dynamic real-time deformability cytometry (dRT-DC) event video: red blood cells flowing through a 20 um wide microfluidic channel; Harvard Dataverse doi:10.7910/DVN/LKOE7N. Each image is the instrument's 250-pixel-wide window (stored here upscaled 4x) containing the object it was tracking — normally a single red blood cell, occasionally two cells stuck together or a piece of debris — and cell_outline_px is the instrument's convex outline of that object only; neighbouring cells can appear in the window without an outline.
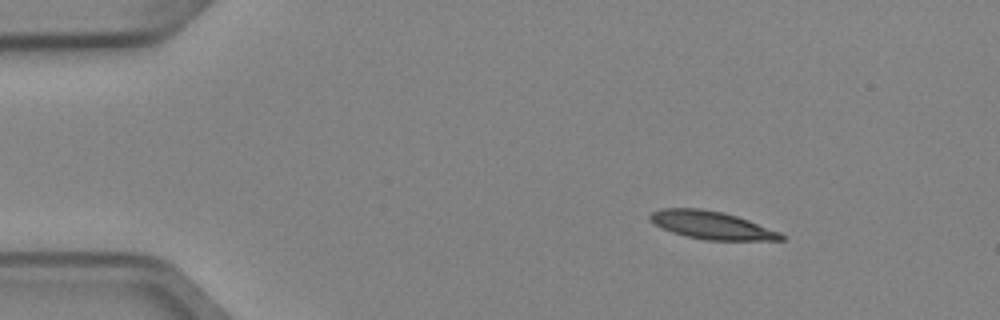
{"species": "Egyptian fruit bat (a non-hibernating species)", "species_latin": "Rousettus aegyptiacus", "temperature_condition": "cold", "stored_images_in_passage": 4, "camera_frame_rate_fps": 3000, "um_per_image_px": 0.085, "animal": {"sex": "female"}, "frame": {"image": 1, "passage_image": 1, "time_ms": 0.0, "image_size_px": [1000, 320], "cell_outline_px": [[784, 240], [704, 240], [672, 232], [656, 224], [648, 216], [652, 212], [660, 208], [700, 208], [724, 212], [748, 220], [780, 232], [784, 236]], "centroid_in_image_um": [60.5, 19.13], "position_along_channel_um": 24.5, "area_um2": 21.04}}